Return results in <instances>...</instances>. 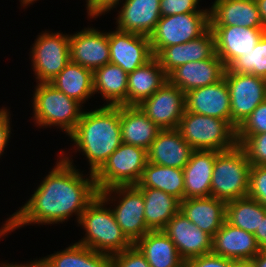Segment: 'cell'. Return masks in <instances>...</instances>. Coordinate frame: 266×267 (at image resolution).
I'll return each mask as SVG.
<instances>
[{
    "mask_svg": "<svg viewBox=\"0 0 266 267\" xmlns=\"http://www.w3.org/2000/svg\"><path fill=\"white\" fill-rule=\"evenodd\" d=\"M57 157L30 198L10 215L11 232L28 225L64 224L74 216L78 224L88 204L98 195L94 174L81 172L60 154Z\"/></svg>",
    "mask_w": 266,
    "mask_h": 267,
    "instance_id": "1",
    "label": "cell"
},
{
    "mask_svg": "<svg viewBox=\"0 0 266 267\" xmlns=\"http://www.w3.org/2000/svg\"><path fill=\"white\" fill-rule=\"evenodd\" d=\"M97 107L99 108H91L90 111L85 109L74 131L68 136L73 143L72 149L70 148L72 151H64L61 148L58 152L70 163H74L72 153H81L88 163L87 166L89 165L88 172L92 174H95L122 144L120 106Z\"/></svg>",
    "mask_w": 266,
    "mask_h": 267,
    "instance_id": "2",
    "label": "cell"
},
{
    "mask_svg": "<svg viewBox=\"0 0 266 267\" xmlns=\"http://www.w3.org/2000/svg\"><path fill=\"white\" fill-rule=\"evenodd\" d=\"M78 226L84 236L77 243L96 252L111 256L133 245L122 233L110 206L99 195L88 204Z\"/></svg>",
    "mask_w": 266,
    "mask_h": 267,
    "instance_id": "3",
    "label": "cell"
},
{
    "mask_svg": "<svg viewBox=\"0 0 266 267\" xmlns=\"http://www.w3.org/2000/svg\"><path fill=\"white\" fill-rule=\"evenodd\" d=\"M32 119L37 128L59 129L68 137L81 119L84 105L66 96L50 83H36L32 95Z\"/></svg>",
    "mask_w": 266,
    "mask_h": 267,
    "instance_id": "4",
    "label": "cell"
},
{
    "mask_svg": "<svg viewBox=\"0 0 266 267\" xmlns=\"http://www.w3.org/2000/svg\"><path fill=\"white\" fill-rule=\"evenodd\" d=\"M251 163L240 145L216 155L211 181V196L225 201L245 198L249 189Z\"/></svg>",
    "mask_w": 266,
    "mask_h": 267,
    "instance_id": "5",
    "label": "cell"
},
{
    "mask_svg": "<svg viewBox=\"0 0 266 267\" xmlns=\"http://www.w3.org/2000/svg\"><path fill=\"white\" fill-rule=\"evenodd\" d=\"M177 130L194 150L226 151L237 145L236 129L227 121L185 109Z\"/></svg>",
    "mask_w": 266,
    "mask_h": 267,
    "instance_id": "6",
    "label": "cell"
},
{
    "mask_svg": "<svg viewBox=\"0 0 266 267\" xmlns=\"http://www.w3.org/2000/svg\"><path fill=\"white\" fill-rule=\"evenodd\" d=\"M98 195L110 206L122 233L132 244L150 231L145 223L143 194L135 185L114 186Z\"/></svg>",
    "mask_w": 266,
    "mask_h": 267,
    "instance_id": "7",
    "label": "cell"
},
{
    "mask_svg": "<svg viewBox=\"0 0 266 267\" xmlns=\"http://www.w3.org/2000/svg\"><path fill=\"white\" fill-rule=\"evenodd\" d=\"M148 162L147 150L122 143L94 174L97 191L137 185Z\"/></svg>",
    "mask_w": 266,
    "mask_h": 267,
    "instance_id": "8",
    "label": "cell"
},
{
    "mask_svg": "<svg viewBox=\"0 0 266 267\" xmlns=\"http://www.w3.org/2000/svg\"><path fill=\"white\" fill-rule=\"evenodd\" d=\"M210 28L209 7L200 12L161 16L149 36L153 56L165 47L197 39Z\"/></svg>",
    "mask_w": 266,
    "mask_h": 267,
    "instance_id": "9",
    "label": "cell"
},
{
    "mask_svg": "<svg viewBox=\"0 0 266 267\" xmlns=\"http://www.w3.org/2000/svg\"><path fill=\"white\" fill-rule=\"evenodd\" d=\"M29 59L36 83H50L70 61L69 34L42 31L30 46Z\"/></svg>",
    "mask_w": 266,
    "mask_h": 267,
    "instance_id": "10",
    "label": "cell"
},
{
    "mask_svg": "<svg viewBox=\"0 0 266 267\" xmlns=\"http://www.w3.org/2000/svg\"><path fill=\"white\" fill-rule=\"evenodd\" d=\"M231 101V125L237 129L252 111L266 100V78L232 72L224 74Z\"/></svg>",
    "mask_w": 266,
    "mask_h": 267,
    "instance_id": "11",
    "label": "cell"
},
{
    "mask_svg": "<svg viewBox=\"0 0 266 267\" xmlns=\"http://www.w3.org/2000/svg\"><path fill=\"white\" fill-rule=\"evenodd\" d=\"M185 93L169 81L143 100L139 109L161 130L177 129L186 109Z\"/></svg>",
    "mask_w": 266,
    "mask_h": 267,
    "instance_id": "12",
    "label": "cell"
},
{
    "mask_svg": "<svg viewBox=\"0 0 266 267\" xmlns=\"http://www.w3.org/2000/svg\"><path fill=\"white\" fill-rule=\"evenodd\" d=\"M110 63L119 66L127 74L145 65L154 56L149 37L123 32L115 28L109 30Z\"/></svg>",
    "mask_w": 266,
    "mask_h": 267,
    "instance_id": "13",
    "label": "cell"
},
{
    "mask_svg": "<svg viewBox=\"0 0 266 267\" xmlns=\"http://www.w3.org/2000/svg\"><path fill=\"white\" fill-rule=\"evenodd\" d=\"M70 60L92 71L110 63L108 32L87 26L69 33Z\"/></svg>",
    "mask_w": 266,
    "mask_h": 267,
    "instance_id": "14",
    "label": "cell"
},
{
    "mask_svg": "<svg viewBox=\"0 0 266 267\" xmlns=\"http://www.w3.org/2000/svg\"><path fill=\"white\" fill-rule=\"evenodd\" d=\"M215 38L217 56L228 68L237 58L254 50L260 38L266 32L264 28L243 26H210Z\"/></svg>",
    "mask_w": 266,
    "mask_h": 267,
    "instance_id": "15",
    "label": "cell"
},
{
    "mask_svg": "<svg viewBox=\"0 0 266 267\" xmlns=\"http://www.w3.org/2000/svg\"><path fill=\"white\" fill-rule=\"evenodd\" d=\"M163 231L176 245L179 256L185 262L212 253V237L180 211L169 220Z\"/></svg>",
    "mask_w": 266,
    "mask_h": 267,
    "instance_id": "16",
    "label": "cell"
},
{
    "mask_svg": "<svg viewBox=\"0 0 266 267\" xmlns=\"http://www.w3.org/2000/svg\"><path fill=\"white\" fill-rule=\"evenodd\" d=\"M159 6L160 0H123L113 8L120 7L114 28L149 37L161 18Z\"/></svg>",
    "mask_w": 266,
    "mask_h": 267,
    "instance_id": "17",
    "label": "cell"
},
{
    "mask_svg": "<svg viewBox=\"0 0 266 267\" xmlns=\"http://www.w3.org/2000/svg\"><path fill=\"white\" fill-rule=\"evenodd\" d=\"M186 110L227 120L231 124L230 92L225 78L185 93Z\"/></svg>",
    "mask_w": 266,
    "mask_h": 267,
    "instance_id": "18",
    "label": "cell"
},
{
    "mask_svg": "<svg viewBox=\"0 0 266 267\" xmlns=\"http://www.w3.org/2000/svg\"><path fill=\"white\" fill-rule=\"evenodd\" d=\"M225 71L224 62L215 54L209 59L180 65L167 76L170 83L187 93L217 83L224 78Z\"/></svg>",
    "mask_w": 266,
    "mask_h": 267,
    "instance_id": "19",
    "label": "cell"
},
{
    "mask_svg": "<svg viewBox=\"0 0 266 267\" xmlns=\"http://www.w3.org/2000/svg\"><path fill=\"white\" fill-rule=\"evenodd\" d=\"M261 249L253 233L225 221L212 238V253L238 262L251 261Z\"/></svg>",
    "mask_w": 266,
    "mask_h": 267,
    "instance_id": "20",
    "label": "cell"
},
{
    "mask_svg": "<svg viewBox=\"0 0 266 267\" xmlns=\"http://www.w3.org/2000/svg\"><path fill=\"white\" fill-rule=\"evenodd\" d=\"M215 54V38L209 28L197 39L165 47L156 58L159 60L161 68L168 75L180 65L209 59Z\"/></svg>",
    "mask_w": 266,
    "mask_h": 267,
    "instance_id": "21",
    "label": "cell"
},
{
    "mask_svg": "<svg viewBox=\"0 0 266 267\" xmlns=\"http://www.w3.org/2000/svg\"><path fill=\"white\" fill-rule=\"evenodd\" d=\"M211 4L210 26L263 28L256 0H214Z\"/></svg>",
    "mask_w": 266,
    "mask_h": 267,
    "instance_id": "22",
    "label": "cell"
},
{
    "mask_svg": "<svg viewBox=\"0 0 266 267\" xmlns=\"http://www.w3.org/2000/svg\"><path fill=\"white\" fill-rule=\"evenodd\" d=\"M194 149L177 129L161 130L147 151L148 162L183 169Z\"/></svg>",
    "mask_w": 266,
    "mask_h": 267,
    "instance_id": "23",
    "label": "cell"
},
{
    "mask_svg": "<svg viewBox=\"0 0 266 267\" xmlns=\"http://www.w3.org/2000/svg\"><path fill=\"white\" fill-rule=\"evenodd\" d=\"M218 151L194 150L183 168L184 199L211 196V181Z\"/></svg>",
    "mask_w": 266,
    "mask_h": 267,
    "instance_id": "24",
    "label": "cell"
},
{
    "mask_svg": "<svg viewBox=\"0 0 266 267\" xmlns=\"http://www.w3.org/2000/svg\"><path fill=\"white\" fill-rule=\"evenodd\" d=\"M179 211L212 238L226 221V202L213 196L184 199Z\"/></svg>",
    "mask_w": 266,
    "mask_h": 267,
    "instance_id": "25",
    "label": "cell"
},
{
    "mask_svg": "<svg viewBox=\"0 0 266 267\" xmlns=\"http://www.w3.org/2000/svg\"><path fill=\"white\" fill-rule=\"evenodd\" d=\"M122 143L149 150L161 129L138 106H120Z\"/></svg>",
    "mask_w": 266,
    "mask_h": 267,
    "instance_id": "26",
    "label": "cell"
},
{
    "mask_svg": "<svg viewBox=\"0 0 266 267\" xmlns=\"http://www.w3.org/2000/svg\"><path fill=\"white\" fill-rule=\"evenodd\" d=\"M168 81V76L154 56L145 65L128 74L127 106H138Z\"/></svg>",
    "mask_w": 266,
    "mask_h": 267,
    "instance_id": "27",
    "label": "cell"
},
{
    "mask_svg": "<svg viewBox=\"0 0 266 267\" xmlns=\"http://www.w3.org/2000/svg\"><path fill=\"white\" fill-rule=\"evenodd\" d=\"M127 85L128 74L117 65L108 63L93 71L94 96H102L103 106H127Z\"/></svg>",
    "mask_w": 266,
    "mask_h": 267,
    "instance_id": "28",
    "label": "cell"
},
{
    "mask_svg": "<svg viewBox=\"0 0 266 267\" xmlns=\"http://www.w3.org/2000/svg\"><path fill=\"white\" fill-rule=\"evenodd\" d=\"M150 267H185L176 245L163 230L149 231L134 244Z\"/></svg>",
    "mask_w": 266,
    "mask_h": 267,
    "instance_id": "29",
    "label": "cell"
},
{
    "mask_svg": "<svg viewBox=\"0 0 266 267\" xmlns=\"http://www.w3.org/2000/svg\"><path fill=\"white\" fill-rule=\"evenodd\" d=\"M50 84L66 96L84 104V107L88 99L95 97L93 71L71 60Z\"/></svg>",
    "mask_w": 266,
    "mask_h": 267,
    "instance_id": "30",
    "label": "cell"
},
{
    "mask_svg": "<svg viewBox=\"0 0 266 267\" xmlns=\"http://www.w3.org/2000/svg\"><path fill=\"white\" fill-rule=\"evenodd\" d=\"M144 198V217L150 231L163 230L169 220L179 212L180 201L162 190L137 187Z\"/></svg>",
    "mask_w": 266,
    "mask_h": 267,
    "instance_id": "31",
    "label": "cell"
},
{
    "mask_svg": "<svg viewBox=\"0 0 266 267\" xmlns=\"http://www.w3.org/2000/svg\"><path fill=\"white\" fill-rule=\"evenodd\" d=\"M135 186L162 190L177 198L180 202L184 200L183 169L147 162L142 177Z\"/></svg>",
    "mask_w": 266,
    "mask_h": 267,
    "instance_id": "32",
    "label": "cell"
},
{
    "mask_svg": "<svg viewBox=\"0 0 266 267\" xmlns=\"http://www.w3.org/2000/svg\"><path fill=\"white\" fill-rule=\"evenodd\" d=\"M51 267H111V256L77 242L42 257Z\"/></svg>",
    "mask_w": 266,
    "mask_h": 267,
    "instance_id": "33",
    "label": "cell"
},
{
    "mask_svg": "<svg viewBox=\"0 0 266 267\" xmlns=\"http://www.w3.org/2000/svg\"><path fill=\"white\" fill-rule=\"evenodd\" d=\"M265 215L266 208L257 200L249 197L235 199L226 203V221L234 227L253 234Z\"/></svg>",
    "mask_w": 266,
    "mask_h": 267,
    "instance_id": "34",
    "label": "cell"
},
{
    "mask_svg": "<svg viewBox=\"0 0 266 267\" xmlns=\"http://www.w3.org/2000/svg\"><path fill=\"white\" fill-rule=\"evenodd\" d=\"M228 68L232 72L253 74L266 78V32L260 38L254 50L237 58Z\"/></svg>",
    "mask_w": 266,
    "mask_h": 267,
    "instance_id": "35",
    "label": "cell"
},
{
    "mask_svg": "<svg viewBox=\"0 0 266 267\" xmlns=\"http://www.w3.org/2000/svg\"><path fill=\"white\" fill-rule=\"evenodd\" d=\"M266 132V100L260 103L245 121L236 129L237 144L248 136Z\"/></svg>",
    "mask_w": 266,
    "mask_h": 267,
    "instance_id": "36",
    "label": "cell"
},
{
    "mask_svg": "<svg viewBox=\"0 0 266 267\" xmlns=\"http://www.w3.org/2000/svg\"><path fill=\"white\" fill-rule=\"evenodd\" d=\"M247 197L266 208V165H251Z\"/></svg>",
    "mask_w": 266,
    "mask_h": 267,
    "instance_id": "37",
    "label": "cell"
},
{
    "mask_svg": "<svg viewBox=\"0 0 266 267\" xmlns=\"http://www.w3.org/2000/svg\"><path fill=\"white\" fill-rule=\"evenodd\" d=\"M240 146L251 165H266V132L248 136Z\"/></svg>",
    "mask_w": 266,
    "mask_h": 267,
    "instance_id": "38",
    "label": "cell"
},
{
    "mask_svg": "<svg viewBox=\"0 0 266 267\" xmlns=\"http://www.w3.org/2000/svg\"><path fill=\"white\" fill-rule=\"evenodd\" d=\"M111 267H150V265L133 244L130 248L111 255Z\"/></svg>",
    "mask_w": 266,
    "mask_h": 267,
    "instance_id": "39",
    "label": "cell"
},
{
    "mask_svg": "<svg viewBox=\"0 0 266 267\" xmlns=\"http://www.w3.org/2000/svg\"><path fill=\"white\" fill-rule=\"evenodd\" d=\"M202 0H160L161 16L200 12ZM201 8V9H200Z\"/></svg>",
    "mask_w": 266,
    "mask_h": 267,
    "instance_id": "40",
    "label": "cell"
},
{
    "mask_svg": "<svg viewBox=\"0 0 266 267\" xmlns=\"http://www.w3.org/2000/svg\"><path fill=\"white\" fill-rule=\"evenodd\" d=\"M238 261L209 253L190 258L185 267H236Z\"/></svg>",
    "mask_w": 266,
    "mask_h": 267,
    "instance_id": "41",
    "label": "cell"
},
{
    "mask_svg": "<svg viewBox=\"0 0 266 267\" xmlns=\"http://www.w3.org/2000/svg\"><path fill=\"white\" fill-rule=\"evenodd\" d=\"M86 2V15L89 21L91 18L96 20L100 16L108 14L113 8L123 0H85Z\"/></svg>",
    "mask_w": 266,
    "mask_h": 267,
    "instance_id": "42",
    "label": "cell"
},
{
    "mask_svg": "<svg viewBox=\"0 0 266 267\" xmlns=\"http://www.w3.org/2000/svg\"><path fill=\"white\" fill-rule=\"evenodd\" d=\"M12 119H11V112L10 109L6 107L0 108V158L4 156V151L8 148L7 146L10 143V137L12 135Z\"/></svg>",
    "mask_w": 266,
    "mask_h": 267,
    "instance_id": "43",
    "label": "cell"
},
{
    "mask_svg": "<svg viewBox=\"0 0 266 267\" xmlns=\"http://www.w3.org/2000/svg\"><path fill=\"white\" fill-rule=\"evenodd\" d=\"M256 241L261 250H266V215L261 219V224L254 233Z\"/></svg>",
    "mask_w": 266,
    "mask_h": 267,
    "instance_id": "44",
    "label": "cell"
},
{
    "mask_svg": "<svg viewBox=\"0 0 266 267\" xmlns=\"http://www.w3.org/2000/svg\"><path fill=\"white\" fill-rule=\"evenodd\" d=\"M13 267H51V266L42 257L41 258L39 257V259L36 258L31 261L29 260L26 263L15 262L13 264Z\"/></svg>",
    "mask_w": 266,
    "mask_h": 267,
    "instance_id": "45",
    "label": "cell"
},
{
    "mask_svg": "<svg viewBox=\"0 0 266 267\" xmlns=\"http://www.w3.org/2000/svg\"><path fill=\"white\" fill-rule=\"evenodd\" d=\"M251 262L255 267H266V250H261Z\"/></svg>",
    "mask_w": 266,
    "mask_h": 267,
    "instance_id": "46",
    "label": "cell"
},
{
    "mask_svg": "<svg viewBox=\"0 0 266 267\" xmlns=\"http://www.w3.org/2000/svg\"><path fill=\"white\" fill-rule=\"evenodd\" d=\"M263 28L266 31V0H256Z\"/></svg>",
    "mask_w": 266,
    "mask_h": 267,
    "instance_id": "47",
    "label": "cell"
},
{
    "mask_svg": "<svg viewBox=\"0 0 266 267\" xmlns=\"http://www.w3.org/2000/svg\"><path fill=\"white\" fill-rule=\"evenodd\" d=\"M5 219H6L5 222L2 223L0 227V241L6 238V236L8 237V235H11L10 215L8 216V218Z\"/></svg>",
    "mask_w": 266,
    "mask_h": 267,
    "instance_id": "48",
    "label": "cell"
},
{
    "mask_svg": "<svg viewBox=\"0 0 266 267\" xmlns=\"http://www.w3.org/2000/svg\"><path fill=\"white\" fill-rule=\"evenodd\" d=\"M39 0H19L20 6L25 8H28L30 5H33L35 2Z\"/></svg>",
    "mask_w": 266,
    "mask_h": 267,
    "instance_id": "49",
    "label": "cell"
},
{
    "mask_svg": "<svg viewBox=\"0 0 266 267\" xmlns=\"http://www.w3.org/2000/svg\"><path fill=\"white\" fill-rule=\"evenodd\" d=\"M236 267H255L251 261L238 262Z\"/></svg>",
    "mask_w": 266,
    "mask_h": 267,
    "instance_id": "50",
    "label": "cell"
},
{
    "mask_svg": "<svg viewBox=\"0 0 266 267\" xmlns=\"http://www.w3.org/2000/svg\"><path fill=\"white\" fill-rule=\"evenodd\" d=\"M14 262H8V260L4 261H0V267H13Z\"/></svg>",
    "mask_w": 266,
    "mask_h": 267,
    "instance_id": "51",
    "label": "cell"
}]
</instances>
